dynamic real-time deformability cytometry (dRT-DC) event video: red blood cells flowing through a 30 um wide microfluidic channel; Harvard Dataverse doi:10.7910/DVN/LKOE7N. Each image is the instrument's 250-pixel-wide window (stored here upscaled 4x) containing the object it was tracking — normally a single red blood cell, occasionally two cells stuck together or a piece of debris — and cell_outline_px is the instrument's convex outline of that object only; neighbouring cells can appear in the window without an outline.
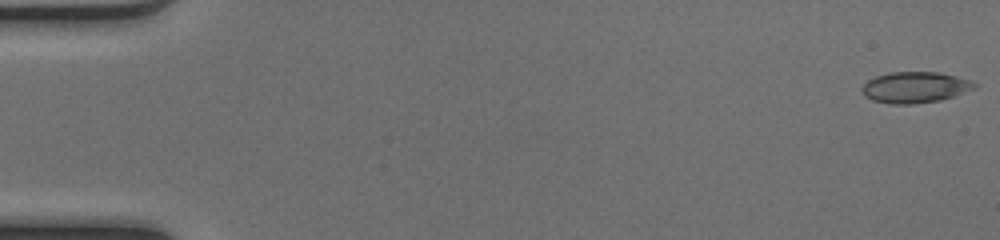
{"species": "common noctule bat (a hibernating species)", "species_latin": "Nyctalus noctula", "temperature_condition": "cold", "stored_images_in_passage": 50, "camera_frame_rate_fps": 3000, "um_per_image_px": 0.085, "animal": {"sex": "female", "body_mass_g": 17.0, "forearm_length_mm": 48.0}, "frame": {"image": 1, "passage_image": 1, "time_ms": 0.0, "image_size_px": [1000, 240], "cell_outline_px": [[976, 88], [940, 100], [912, 104], [888, 104], [872, 100], [864, 96], [860, 88], [868, 80], [876, 76], [888, 72], [940, 72], [956, 76], [968, 80], [976, 84]], "centroid_in_image_um": [77.72, 7.42], "position_along_channel_um": 7.3, "area_um2": 20.35}}
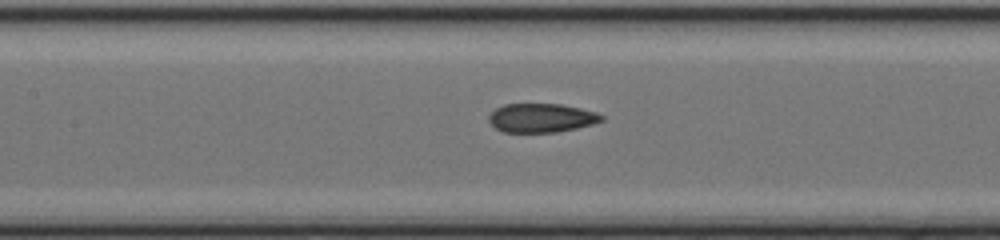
{"frame": {"image": 2, "passage_image": 24, "time_ms": 7.667, "image_size_px": [1000, 240], "cell_outline_px": [[604, 120], [592, 124], [576, 128], [556, 132], [504, 132], [496, 128], [488, 120], [488, 116], [496, 108], [504, 104], [560, 104], [580, 108], [596, 112], [604, 116]], "centroid_in_image_um": [46.02, 10.02], "position_along_channel_um": 161.4, "area_um2": 18.9}}
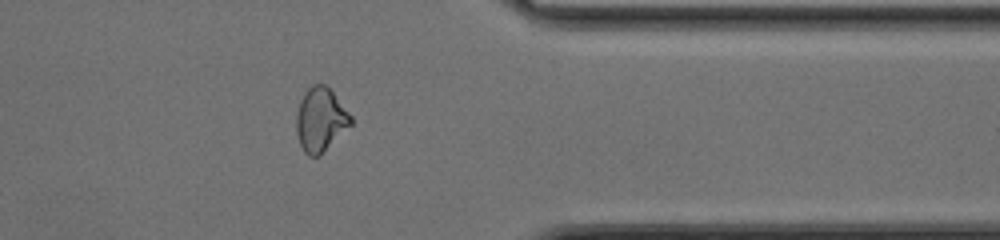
{"frame": {"image": 3, "passage_image": 41, "time_ms": 13.333, "image_size_px": [1000, 240], "cell_outline_px": [[352, 124], [320, 156], [308, 156], [304, 152], [300, 144], [296, 132], [296, 112], [300, 100], [304, 92], [312, 84], [324, 84], [332, 92], [352, 116]], "centroid_in_image_um": [27.23, 10.18], "position_along_channel_um": 384.2, "area_um2": 20.29}, "authors_computed_cell_mechanics": {"area_um2": 19.7387, "velocity_mm_per_s": 4.1345, "shape_relaxation_time_tau1_ms": null, "shape_relaxation_time_tau2_ms": 1.7604, "deformation_change_tau1": null, "deformation_change_tau2": 0.0754}}